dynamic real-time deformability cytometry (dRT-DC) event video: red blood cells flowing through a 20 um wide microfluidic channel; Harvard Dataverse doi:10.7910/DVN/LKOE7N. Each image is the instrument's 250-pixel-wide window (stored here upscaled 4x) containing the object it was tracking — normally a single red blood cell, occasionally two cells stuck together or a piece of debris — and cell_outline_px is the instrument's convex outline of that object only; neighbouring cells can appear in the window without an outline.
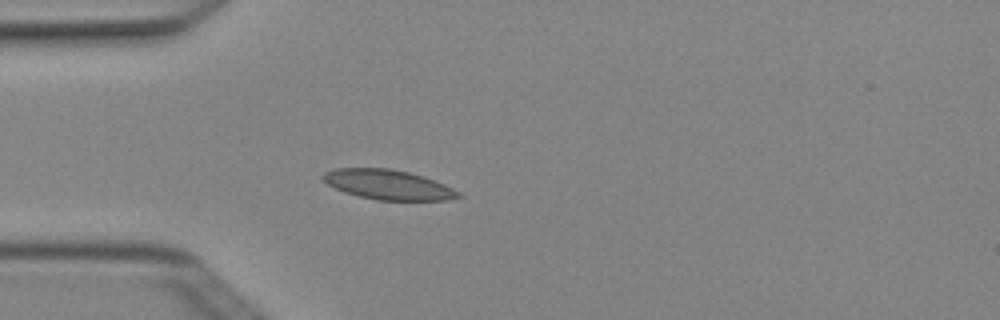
{"species": "Egyptian fruit bat (a non-hibernating species)", "species_latin": "Rousettus aegyptiacus", "temperature_condition": "cold", "stored_images_in_passage": 3, "camera_frame_rate_fps": 3000, "um_per_image_px": 0.085, "animal": {"sex": "female"}, "frame": {"image": 1, "passage_image": 3, "time_ms": 0.667, "image_size_px": [1000, 320], "cell_outline_px": [[464, 196], [448, 200], [376, 200], [344, 192], [328, 184], [320, 176], [324, 172], [332, 168], [388, 168], [408, 172], [424, 176], [444, 184], [460, 192]], "centroid_in_image_um": [32.99, 15.69], "position_along_channel_um": 52.0, "area_um2": 23.52}}